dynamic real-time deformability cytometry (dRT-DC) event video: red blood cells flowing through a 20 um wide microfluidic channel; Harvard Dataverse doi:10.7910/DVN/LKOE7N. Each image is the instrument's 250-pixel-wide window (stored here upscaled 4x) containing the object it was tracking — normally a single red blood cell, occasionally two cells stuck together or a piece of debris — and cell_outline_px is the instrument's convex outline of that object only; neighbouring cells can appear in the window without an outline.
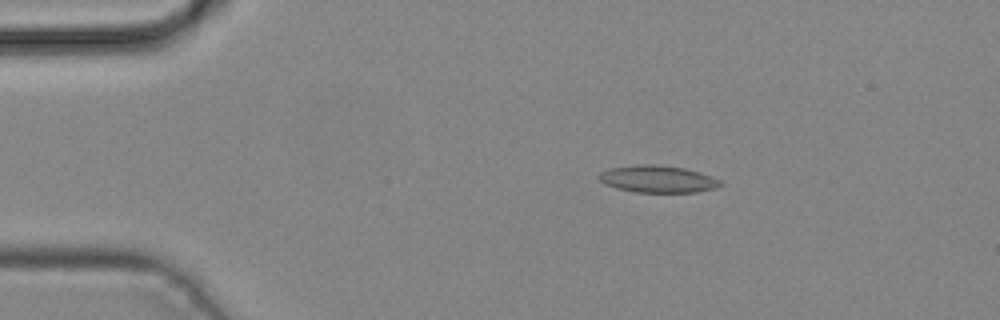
{"species": "common noctule bat (a hibernating species)", "species_latin": "Nyctalus noctula", "temperature_condition": "cold", "stored_images_in_passage": 4, "camera_frame_rate_fps": 3000, "um_per_image_px": 0.085, "animal": {"sex": "male", "body_mass_g": 19.2, "forearm_length_mm": 51.8}, "frame": {"image": 1, "passage_image": 3, "time_ms": 0.667, "image_size_px": [1000, 320], "cell_outline_px": [[724, 184], [716, 188], [696, 192], [636, 192], [616, 188], [604, 184], [596, 176], [600, 172], [608, 168], [636, 164], [656, 164], [684, 168], [700, 172], [724, 180]], "centroid_in_image_um": [55.92, 15.21], "position_along_channel_um": 29.1, "area_um2": 19.54}}